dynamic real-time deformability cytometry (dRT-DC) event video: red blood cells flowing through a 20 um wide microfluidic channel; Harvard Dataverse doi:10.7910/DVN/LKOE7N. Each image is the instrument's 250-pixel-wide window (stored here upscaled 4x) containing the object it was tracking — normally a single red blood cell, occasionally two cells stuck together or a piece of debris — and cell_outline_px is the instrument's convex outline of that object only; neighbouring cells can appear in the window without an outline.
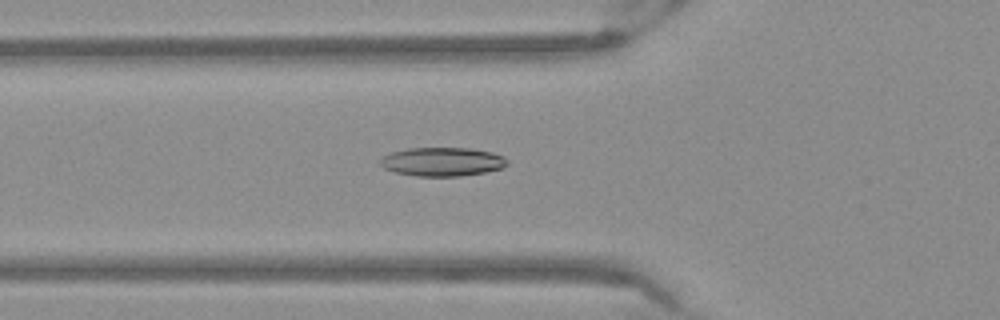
{"species": "Egyptian fruit bat (a non-hibernating species)", "species_latin": "Rousettus aegyptiacus", "temperature_condition": "warm", "stored_images_in_passage": 42, "camera_frame_rate_fps": 3000, "um_per_image_px": 0.085, "frame": {"image": 1, "passage_image": 9, "time_ms": 2.667, "image_size_px": [1000, 320], "cell_outline_px": [[508, 164], [504, 168], [484, 172], [460, 176], [416, 176], [396, 172], [384, 168], [380, 164], [380, 160], [384, 156], [392, 152], [408, 148], [472, 148], [492, 152], [504, 156], [508, 160]], "centroid_in_image_um": [37.64, 13.74], "position_along_channel_um": 88.2, "area_um2": 21.33}}
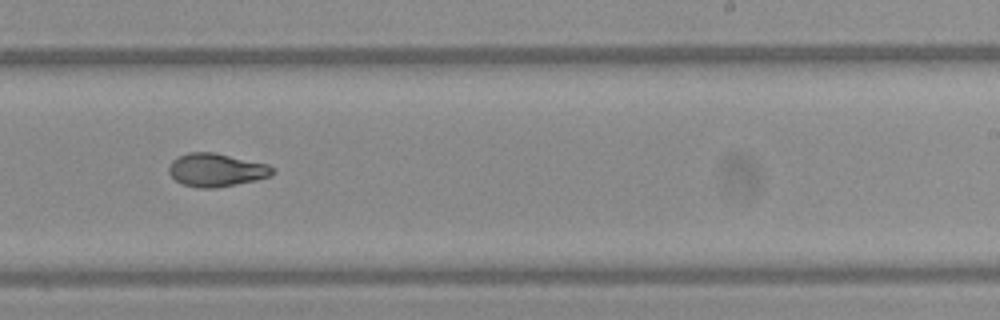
{"frame": {"image": 2, "passage_image": 23, "time_ms": 7.333, "image_size_px": [1000, 320], "cell_outline_px": [[276, 172], [272, 176], [256, 180], [216, 188], [200, 188], [184, 184], [176, 180], [168, 172], [168, 168], [172, 160], [188, 152], [212, 152], [268, 164]], "centroid_in_image_um": [18.4, 14.45], "position_along_channel_um": 270.6, "area_um2": 19.94}}
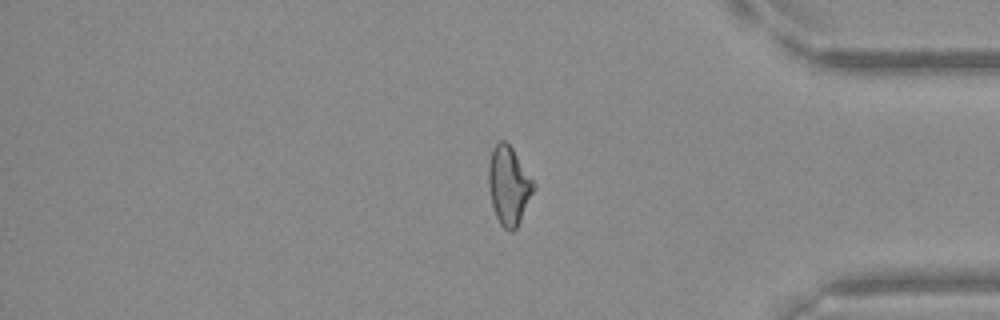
{"frame": {"image": 3, "passage_image": 34, "time_ms": 11.0, "image_size_px": [1000, 320], "cell_outline_px": [[536, 188], [516, 228], [512, 232], [508, 232], [500, 224], [496, 216], [492, 204], [488, 184], [488, 164], [492, 148], [500, 140], [504, 140], [512, 148], [536, 184]], "centroid_in_image_um": [43.24, 15.77], "position_along_channel_um": 392.0, "area_um2": 20.63}}